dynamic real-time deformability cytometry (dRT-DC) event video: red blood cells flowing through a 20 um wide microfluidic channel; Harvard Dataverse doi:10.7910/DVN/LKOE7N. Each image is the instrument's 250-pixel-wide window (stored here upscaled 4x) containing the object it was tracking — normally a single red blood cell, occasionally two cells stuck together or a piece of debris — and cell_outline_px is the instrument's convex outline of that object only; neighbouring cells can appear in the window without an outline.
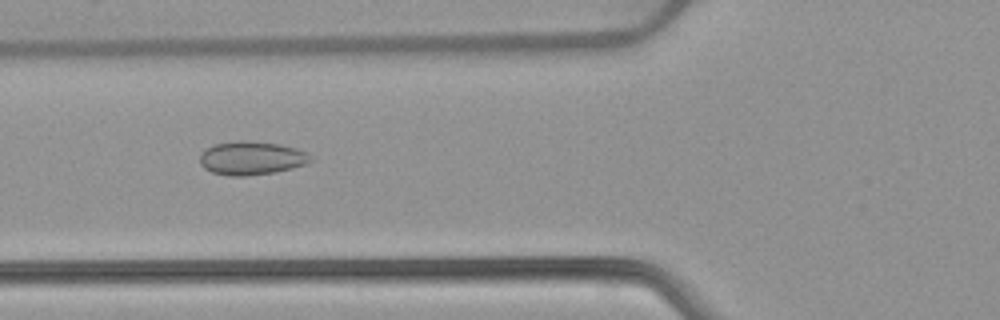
{"species": "common noctule bat (a hibernating species)", "species_latin": "Nyctalus noctula", "temperature_condition": "warm", "stored_images_in_passage": 51, "camera_frame_rate_fps": 3000, "um_per_image_px": 0.085, "animal": {"sex": "female", "body_mass_g": 22.7, "forearm_length_mm": 54.2}, "frame": {"image": 1, "passage_image": 19, "time_ms": 6.0, "image_size_px": [1000, 320], "cell_outline_px": [[312, 160], [304, 164], [292, 168], [276, 172], [244, 176], [232, 176], [212, 172], [204, 168], [200, 164], [200, 156], [208, 148], [216, 144], [236, 140], [248, 140], [280, 144], [296, 148], [308, 152]], "centroid_in_image_um": [21.39, 13.43], "position_along_channel_um": 104.4, "area_um2": 21.56}}
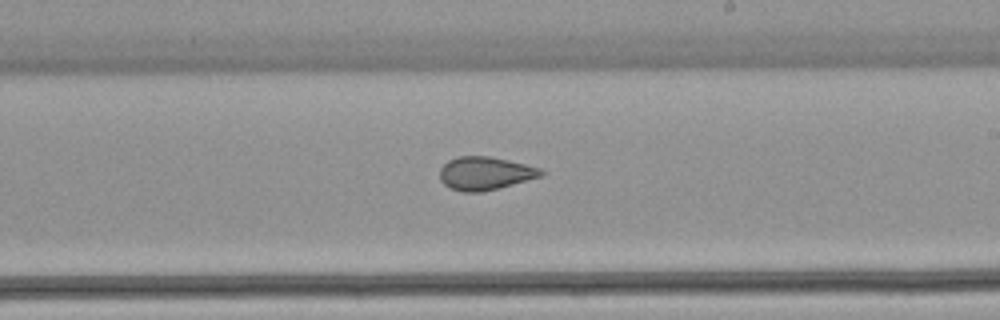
{"frame": {"image": 2, "passage_image": 30, "time_ms": 9.667, "image_size_px": [1000, 320], "cell_outline_px": [[544, 176], [484, 192], [464, 192], [452, 188], [444, 184], [440, 180], [440, 168], [448, 160], [456, 156], [488, 156], [508, 160], [540, 168], [544, 172]], "centroid_in_image_um": [41.24, 14.73], "position_along_channel_um": 247.8, "area_um2": 19.65}}
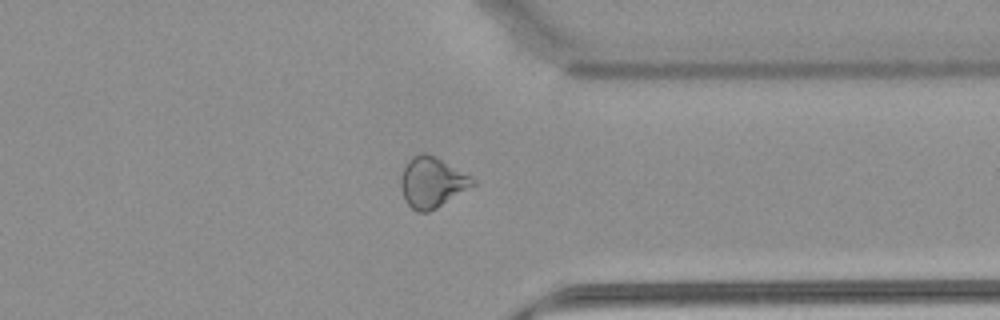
{"frame": {"image": 3, "passage_image": 40, "time_ms": 13.0, "image_size_px": [1000, 320], "cell_outline_px": [[476, 184], [436, 208], [428, 212], [420, 212], [412, 208], [404, 200], [400, 184], [400, 176], [408, 160], [412, 156], [420, 152], [428, 152], [436, 156], [476, 180]], "centroid_in_image_um": [36.69, 15.48], "position_along_channel_um": 374.7, "area_um2": 21.1}, "authors_computed_cell_mechanics": {"area_um2": 22.253, "velocity_mm_per_s": 3.9079, "shape_relaxation_time_tau1_ms": null, "shape_relaxation_time_tau2_ms": 1.5839, "deformation_change_tau1": null, "deformation_change_tau2": 0.0782}}